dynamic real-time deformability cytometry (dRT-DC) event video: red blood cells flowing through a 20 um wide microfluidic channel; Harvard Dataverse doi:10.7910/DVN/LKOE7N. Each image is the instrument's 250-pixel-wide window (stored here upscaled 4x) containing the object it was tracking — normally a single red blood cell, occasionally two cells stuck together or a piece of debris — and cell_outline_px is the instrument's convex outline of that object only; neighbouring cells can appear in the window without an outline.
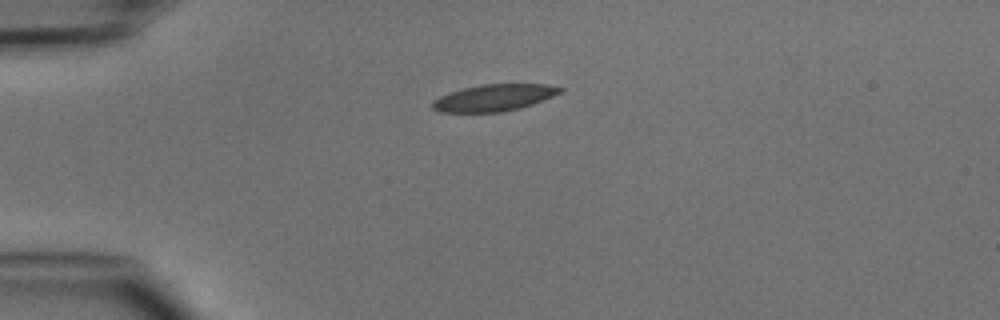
{"species": "common noctule bat (a hibernating species)", "species_latin": "Nyctalus noctula", "temperature_condition": "cold", "stored_images_in_passage": 3, "camera_frame_rate_fps": 3000, "um_per_image_px": 0.085, "animal": {"sex": "male", "body_mass_g": 15.6}, "frame": {"image": 1, "passage_image": 1, "time_ms": 0.0, "image_size_px": [1000, 320], "cell_outline_px": [[564, 92], [532, 104], [520, 108], [504, 112], [440, 112], [432, 108], [432, 100], [440, 96], [464, 88], [480, 84], [548, 84], [564, 88]], "centroid_in_image_um": [42.03, 8.3], "position_along_channel_um": 43.0, "area_um2": 19.94}}